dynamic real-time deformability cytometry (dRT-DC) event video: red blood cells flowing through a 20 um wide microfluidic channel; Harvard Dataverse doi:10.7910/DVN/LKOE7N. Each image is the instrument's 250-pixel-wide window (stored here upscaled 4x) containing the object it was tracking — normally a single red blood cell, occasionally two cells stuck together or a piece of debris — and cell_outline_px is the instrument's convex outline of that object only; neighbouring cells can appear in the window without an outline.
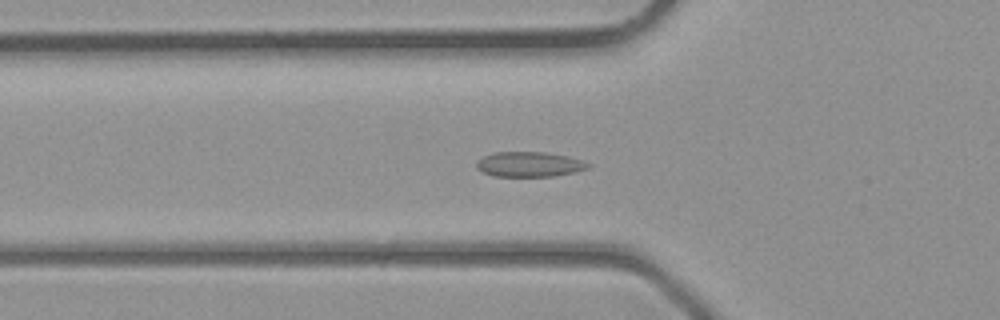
{"species": "common noctule bat (a hibernating species)", "species_latin": "Nyctalus noctula", "temperature_condition": "room temperature", "stored_images_in_passage": 35, "camera_frame_rate_fps": 3000, "um_per_image_px": 0.085, "animal": {"sex": "male", "body_mass_g": 23.1, "forearm_length_mm": 52.7}, "frame": {"image": 1, "passage_image": 9, "time_ms": 2.667, "image_size_px": [1000, 320], "cell_outline_px": [[592, 164], [588, 168], [576, 172], [552, 176], [492, 176], [476, 168], [476, 160], [492, 152], [544, 152], [568, 156], [584, 160]], "centroid_in_image_um": [45.0, 13.96], "position_along_channel_um": 80.8, "area_um2": 16.42}}
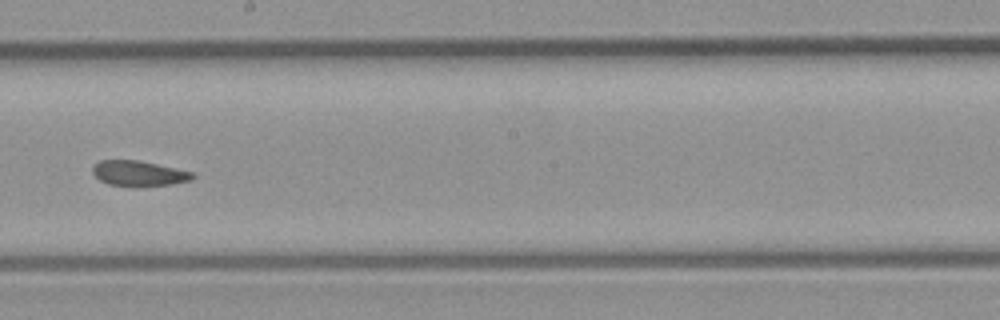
{"frame": {"image": 2, "passage_image": 18, "time_ms": 5.667, "image_size_px": [1000, 320], "cell_outline_px": [[196, 176], [192, 180], [172, 184], [136, 188], [132, 188], [108, 184], [100, 180], [92, 172], [92, 168], [100, 160], [136, 160], [196, 172]], "centroid_in_image_um": [11.84, 14.77], "position_along_channel_um": 236.4, "area_um2": 15.14}}
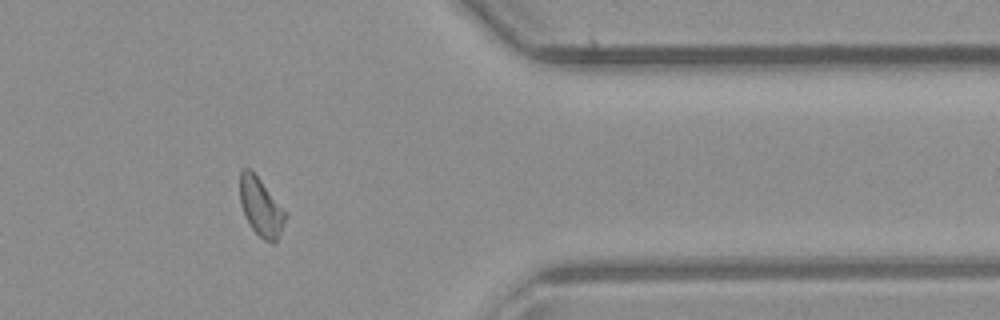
{"frame": {"image": 3, "passage_image": 28, "time_ms": 9.0, "image_size_px": [1000, 320], "cell_outline_px": [[288, 216], [276, 240], [272, 244], [264, 240], [252, 228], [240, 204], [240, 172], [244, 168], [252, 168], [288, 212]], "centroid_in_image_um": [22.21, 17.54], "position_along_channel_um": 389.2, "area_um2": 15.72}}